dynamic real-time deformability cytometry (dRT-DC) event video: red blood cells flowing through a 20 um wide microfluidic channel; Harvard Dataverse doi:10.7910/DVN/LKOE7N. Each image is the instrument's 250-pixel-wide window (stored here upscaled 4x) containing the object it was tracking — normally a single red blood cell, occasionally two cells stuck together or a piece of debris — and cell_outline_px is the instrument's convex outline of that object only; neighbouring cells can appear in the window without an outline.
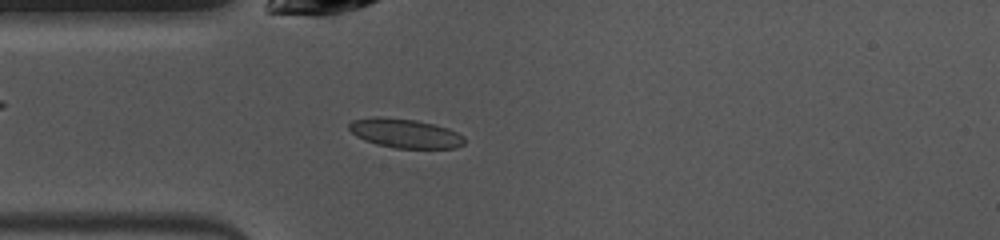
{"species": "common noctule bat (a hibernating species)", "species_latin": "Nyctalus noctula", "temperature_condition": "warm", "stored_images_in_passage": 20, "camera_frame_rate_fps": 3000, "um_per_image_px": 0.085, "animal": {"sex": "female", "body_mass_g": 10.0, "forearm_length_mm": 53.1}, "frame": {"image": 1, "passage_image": 4, "time_ms": 1.0, "image_size_px": [1000, 240], "cell_outline_px": [[464, 144], [456, 148], [396, 148], [376, 144], [364, 140], [356, 136], [348, 128], [348, 124], [352, 120], [376, 116], [380, 116], [416, 120], [448, 128], [464, 136]], "centroid_in_image_um": [34.41, 11.33], "position_along_channel_um": 50.6, "area_um2": 19.65}}